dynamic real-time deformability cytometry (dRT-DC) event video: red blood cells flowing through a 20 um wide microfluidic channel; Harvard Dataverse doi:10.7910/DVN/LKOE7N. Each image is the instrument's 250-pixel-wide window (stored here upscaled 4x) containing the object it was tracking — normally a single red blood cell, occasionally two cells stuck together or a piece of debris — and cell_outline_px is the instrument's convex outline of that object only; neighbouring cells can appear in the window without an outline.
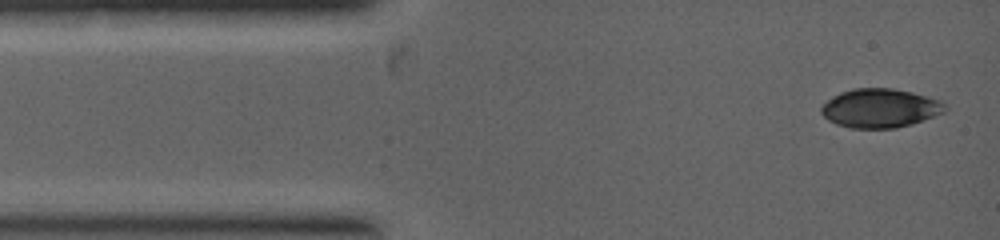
{"species": "common noctule bat (a hibernating species)", "species_latin": "Nyctalus noctula", "temperature_condition": "warm", "stored_images_in_passage": 3, "camera_frame_rate_fps": 5000, "um_per_image_px": 0.085, "animal": {"sex": "female", "body_mass_g": 19.0, "forearm_length_mm": 53.3}, "frame": {"image": 1, "passage_image": 1, "time_ms": 0.0, "image_size_px": [1000, 240], "cell_outline_px": [[948, 108], [944, 112], [912, 124], [896, 128], [852, 128], [836, 124], [828, 120], [820, 112], [820, 108], [828, 100], [840, 92], [852, 88], [892, 88], [912, 92], [940, 100]], "centroid_in_image_um": [74.8, 9.19], "position_along_channel_um": 10.2, "area_um2": 28.03}}
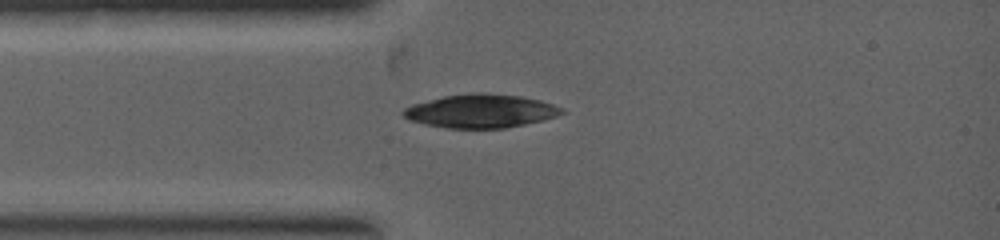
{"frame": {"image": 2, "passage_image": 3, "time_ms": 1.4, "image_size_px": [1000, 240], "cell_outline_px": [[564, 112], [556, 116], [544, 120], [504, 128], [448, 128], [424, 124], [412, 120], [404, 116], [400, 112], [404, 108], [412, 104], [444, 96], [476, 92], [484, 92], [520, 96], [540, 100], [564, 108]], "centroid_in_image_um": [40.87, 9.43], "position_along_channel_um": 44.1, "area_um2": 30.87}}